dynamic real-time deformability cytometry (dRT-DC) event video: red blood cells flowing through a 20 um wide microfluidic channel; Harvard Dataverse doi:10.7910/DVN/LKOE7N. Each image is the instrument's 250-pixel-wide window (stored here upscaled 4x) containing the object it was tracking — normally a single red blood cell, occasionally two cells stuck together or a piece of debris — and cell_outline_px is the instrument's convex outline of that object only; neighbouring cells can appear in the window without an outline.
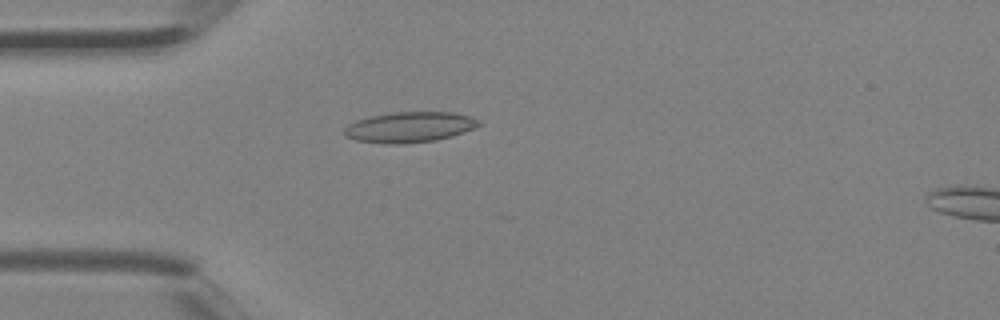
{"species": "Egyptian fruit bat (a non-hibernating species)", "species_latin": "Rousettus aegyptiacus", "temperature_condition": "room temperature", "stored_images_in_passage": 3, "camera_frame_rate_fps": 3000, "um_per_image_px": 0.085, "animal": {"sex": "female"}, "frame": {"image": 1, "passage_image": 3, "time_ms": 0.667, "image_size_px": [1000, 320], "cell_outline_px": [[480, 124], [464, 132], [452, 136], [436, 140], [400, 144], [388, 144], [356, 140], [344, 136], [344, 128], [348, 124], [356, 120], [368, 116], [392, 112], [452, 112], [468, 116], [480, 120]], "centroid_in_image_um": [34.76, 10.8], "position_along_channel_um": 50.2, "area_um2": 23.93}}